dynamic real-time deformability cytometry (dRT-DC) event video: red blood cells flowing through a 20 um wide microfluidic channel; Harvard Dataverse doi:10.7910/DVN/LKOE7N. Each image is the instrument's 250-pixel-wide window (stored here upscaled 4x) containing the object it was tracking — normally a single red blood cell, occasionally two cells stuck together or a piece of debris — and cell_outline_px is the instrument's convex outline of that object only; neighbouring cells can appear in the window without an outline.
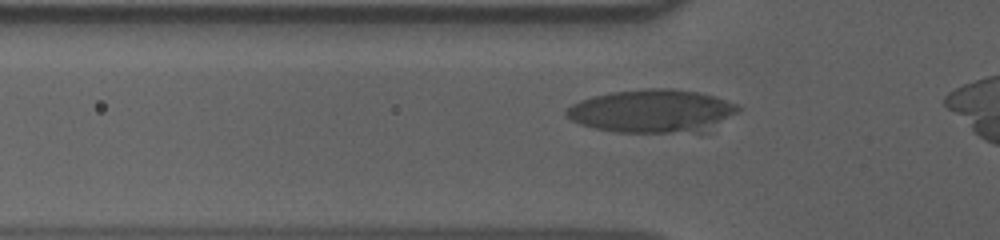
{"species": "human", "species_latin": "Homo sapiens", "temperature_condition": "cold", "stored_images_in_passage": 41, "camera_frame_rate_fps": 3000, "um_per_image_px": 0.085, "donor": {"sex": "male"}, "frame": {"image": 1, "passage_image": 10, "time_ms": 3.0, "image_size_px": [1000, 240], "cell_outline_px": [[740, 108], [736, 112], [700, 136], [616, 132], [596, 128], [580, 124], [564, 116], [564, 108], [580, 100], [592, 96], [612, 92], [644, 88], [672, 88], [696, 92], [712, 96], [736, 104]], "centroid_in_image_um": [55.43, 9.49], "position_along_channel_um": 70.4, "area_um2": 44.39}}
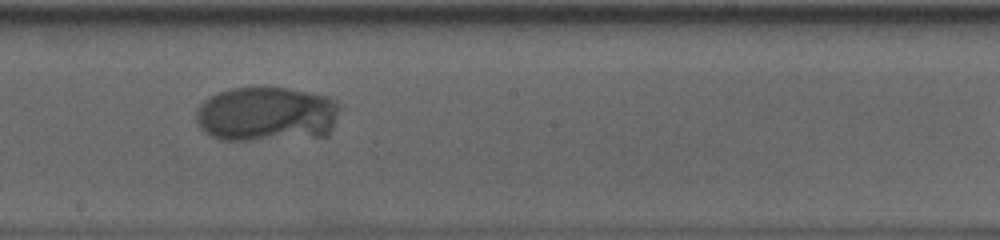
{"frame": {"image": 2, "passage_image": 23, "time_ms": 7.333, "image_size_px": [1000, 240], "cell_outline_px": [[340, 108], [332, 128], [328, 136], [248, 140], [220, 140], [204, 132], [200, 128], [196, 120], [196, 112], [200, 104], [204, 100], [220, 92], [232, 88], [288, 88], [328, 96], [336, 100], [340, 104]], "centroid_in_image_um": [22.68, 9.71], "position_along_channel_um": 225.5, "area_um2": 46.01}}
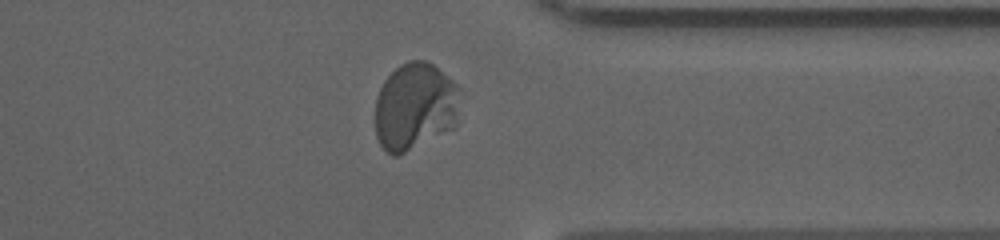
{"frame": {"image": 3, "passage_image": 36, "time_ms": 11.667, "image_size_px": [1000, 240], "cell_outline_px": [[460, 88], [456, 124], [452, 128], [396, 156], [392, 156], [380, 144], [376, 136], [376, 96], [384, 80], [400, 64], [408, 60], [424, 60], [432, 64], [452, 80]], "centroid_in_image_um": [35.26, 9.03], "position_along_channel_um": 376.1, "area_um2": 42.95}, "authors_computed_cell_mechanics": {"area_um2": 44.795, "velocity_mm_per_s": 3.5844, "shape_relaxation_time_tau1_ms": 2.8205, "shape_relaxation_time_tau2_ms": null, "deformation_change_tau1": 0.1173, "deformation_change_tau2": null}}